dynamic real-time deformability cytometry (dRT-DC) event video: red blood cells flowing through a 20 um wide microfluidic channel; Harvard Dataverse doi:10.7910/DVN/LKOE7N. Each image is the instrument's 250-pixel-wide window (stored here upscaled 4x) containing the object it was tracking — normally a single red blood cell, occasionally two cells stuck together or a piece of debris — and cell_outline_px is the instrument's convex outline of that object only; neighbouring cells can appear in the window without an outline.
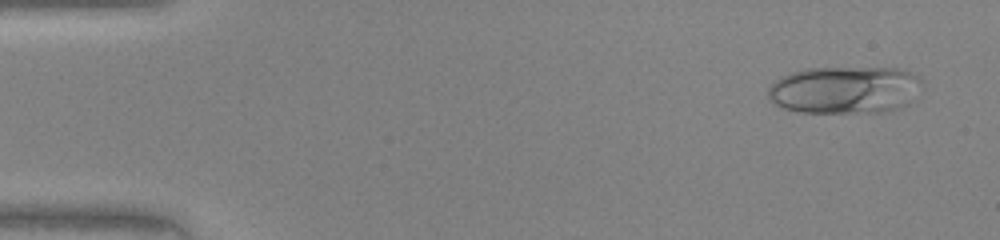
{"species": "human", "species_latin": "Homo sapiens", "temperature_condition": "warm", "stored_images_in_passage": 45, "camera_frame_rate_fps": 3000, "um_per_image_px": 0.085, "donor": {"sex": "female"}, "frame": {"image": 1, "passage_image": 2, "time_ms": 0.333, "image_size_px": [1000, 240], "cell_outline_px": [[924, 88], [908, 104], [900, 108], [884, 112], [796, 112], [784, 108], [768, 100], [768, 88], [780, 76], [788, 72], [804, 68], [904, 68], [920, 76]], "centroid_in_image_um": [71.86, 7.63], "position_along_channel_um": 13.1, "area_um2": 43.41}}
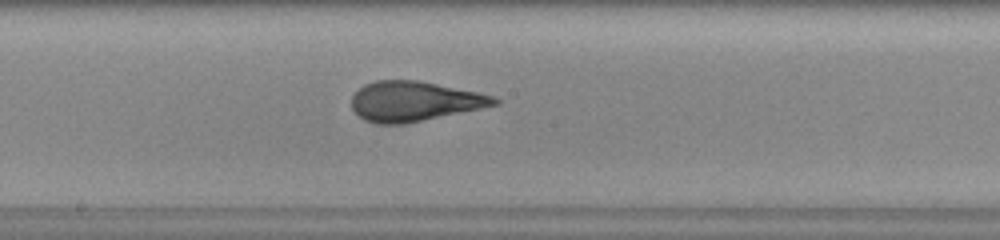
{"frame": {"image": 2, "passage_image": 24, "time_ms": 7.667, "image_size_px": [1000, 240], "cell_outline_px": [[500, 104], [404, 124], [376, 124], [364, 120], [352, 108], [352, 96], [364, 84], [376, 80], [420, 80], [480, 92], [492, 96], [500, 100]], "centroid_in_image_um": [35.22, 8.6], "position_along_channel_um": 213.0, "area_um2": 33.18}}
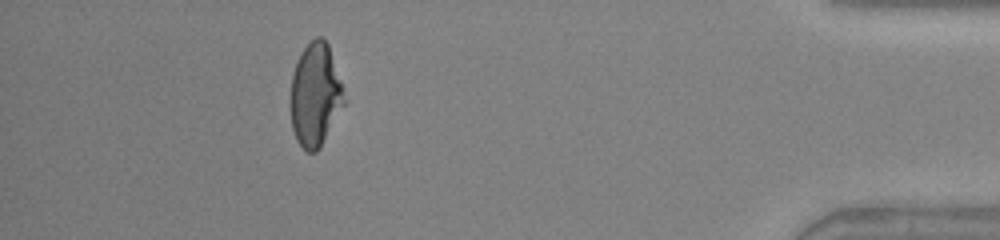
{"frame": {"image": 3, "passage_image": 41, "time_ms": 13.333, "image_size_px": [1000, 240], "cell_outline_px": [[348, 100], [320, 148], [316, 152], [308, 152], [296, 140], [292, 128], [288, 108], [288, 100], [292, 76], [300, 52], [316, 36], [324, 36], [328, 44], [344, 88]], "centroid_in_image_um": [26.8, 8.08], "position_along_channel_um": 408.4, "area_um2": 33.23}}